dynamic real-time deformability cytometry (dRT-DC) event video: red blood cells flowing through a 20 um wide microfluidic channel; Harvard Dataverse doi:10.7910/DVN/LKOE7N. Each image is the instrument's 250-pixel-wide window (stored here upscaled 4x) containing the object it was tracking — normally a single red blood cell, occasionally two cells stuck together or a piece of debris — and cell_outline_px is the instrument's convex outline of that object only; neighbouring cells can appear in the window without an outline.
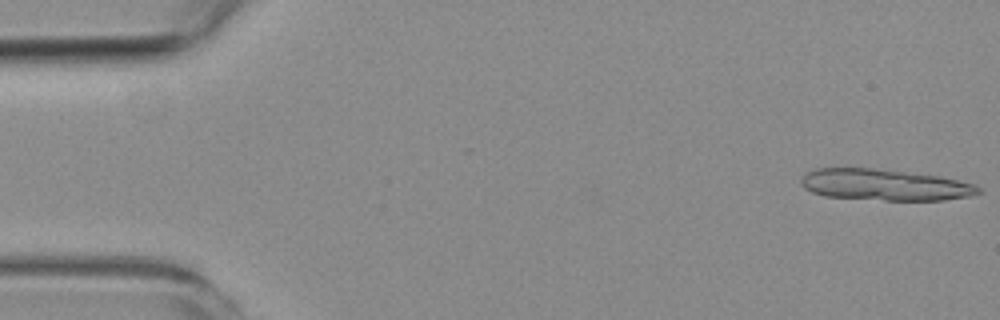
{"species": "common noctule bat (a hibernating species)", "species_latin": "Nyctalus noctula", "temperature_condition": "room temperature", "stored_images_in_passage": 5, "camera_frame_rate_fps": 3000, "um_per_image_px": 0.085, "animal": {"sex": "female", "body_mass_g": 19.3, "forearm_length_mm": 54.1}, "frame": {"image": 1, "passage_image": 1, "time_ms": 0.0, "image_size_px": [1000, 320], "cell_outline_px": [[984, 192], [968, 196], [944, 200], [884, 200], [824, 196], [812, 192], [804, 188], [800, 184], [800, 180], [804, 172], [816, 168], [872, 168], [940, 176], [972, 184], [980, 188]], "centroid_in_image_um": [75.14, 15.71], "position_along_channel_um": 9.9, "area_um2": 32.31}}